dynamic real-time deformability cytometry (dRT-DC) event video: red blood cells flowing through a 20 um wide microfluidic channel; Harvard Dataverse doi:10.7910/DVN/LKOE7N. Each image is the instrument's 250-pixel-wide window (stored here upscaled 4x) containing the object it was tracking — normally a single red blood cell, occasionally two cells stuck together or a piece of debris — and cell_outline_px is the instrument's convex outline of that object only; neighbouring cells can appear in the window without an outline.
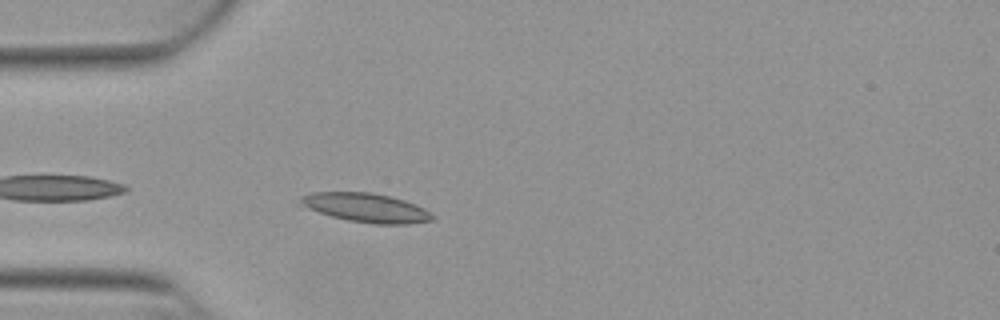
{"species": "Egyptian fruit bat (a non-hibernating species)", "species_latin": "Rousettus aegyptiacus", "temperature_condition": "warm", "stored_images_in_passage": 14, "camera_frame_rate_fps": 3000, "um_per_image_px": 0.085, "animal": {"sex": "female"}, "frame": {"image": 1, "passage_image": 3, "time_ms": 0.667, "image_size_px": [1000, 320], "cell_outline_px": [[436, 216], [432, 220], [408, 224], [376, 224], [348, 220], [332, 216], [308, 208], [300, 200], [300, 196], [312, 192], [372, 192], [404, 200], [416, 204], [424, 208]], "centroid_in_image_um": [31.17, 17.65], "position_along_channel_um": 53.8, "area_um2": 22.08}}
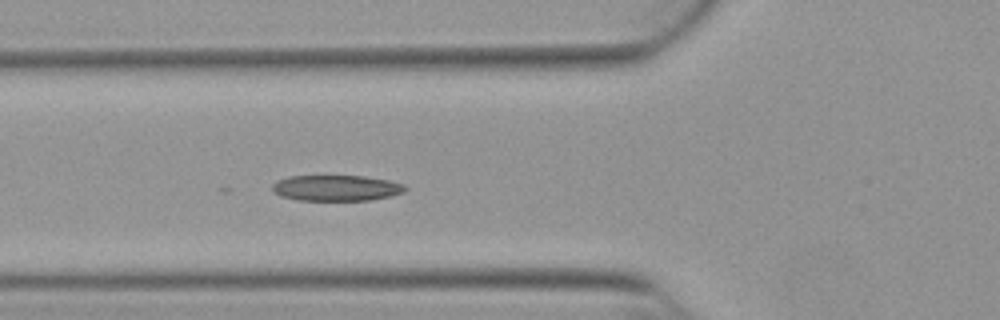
{"frame": {"image": 2, "passage_image": 7, "time_ms": 2.0, "image_size_px": [1000, 320], "cell_outline_px": [[408, 188], [404, 192], [388, 196], [368, 200], [296, 200], [280, 196], [272, 192], [272, 184], [276, 180], [288, 176], [364, 176], [388, 180], [404, 184]], "centroid_in_image_um": [28.54, 15.97], "position_along_channel_um": 97.3, "area_um2": 20.06}}